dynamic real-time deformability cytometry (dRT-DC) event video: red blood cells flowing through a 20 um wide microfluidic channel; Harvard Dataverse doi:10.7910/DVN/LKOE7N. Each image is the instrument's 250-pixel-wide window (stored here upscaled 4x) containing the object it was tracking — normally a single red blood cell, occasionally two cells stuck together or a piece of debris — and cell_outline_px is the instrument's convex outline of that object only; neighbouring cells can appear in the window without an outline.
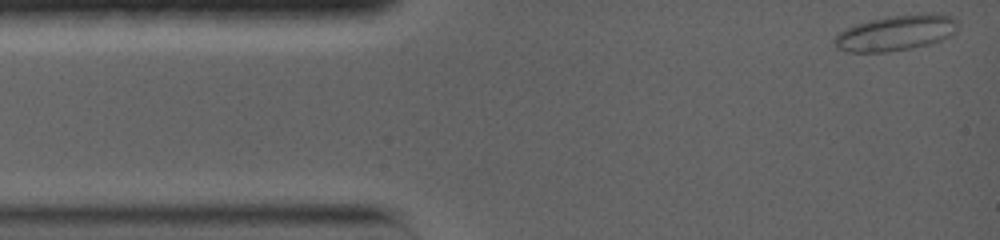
{"species": "common noctule bat (a hibernating species)", "species_latin": "Nyctalus noctula", "temperature_condition": "warm", "stored_images_in_passage": 31, "camera_frame_rate_fps": 5000, "um_per_image_px": 0.085, "animal": {"sex": "female", "body_mass_g": 19.0, "forearm_length_mm": 56.7}, "frame": {"image": 1, "passage_image": 1, "time_ms": 0.0, "image_size_px": [1000, 240], "cell_outline_px": [[960, 24], [956, 32], [940, 40], [928, 44], [888, 52], [844, 52], [836, 48], [832, 40], [844, 28], [868, 20], [888, 16], [932, 12], [952, 16]], "centroid_in_image_um": [76.14, 2.78], "position_along_channel_um": 8.9, "area_um2": 25.84}}
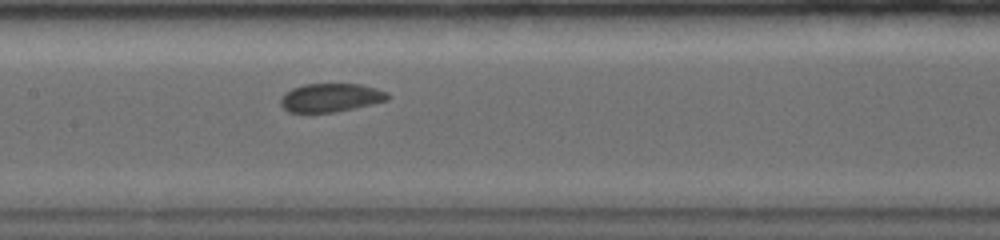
{"frame": {"image": 2, "passage_image": 17, "time_ms": 6.6, "image_size_px": [1000, 240], "cell_outline_px": [[388, 100], [336, 112], [288, 112], [280, 104], [280, 100], [284, 92], [292, 88], [304, 84], [360, 84], [376, 88], [388, 92]], "centroid_in_image_um": [28.08, 8.29], "position_along_channel_um": 179.3, "area_um2": 17.74}}
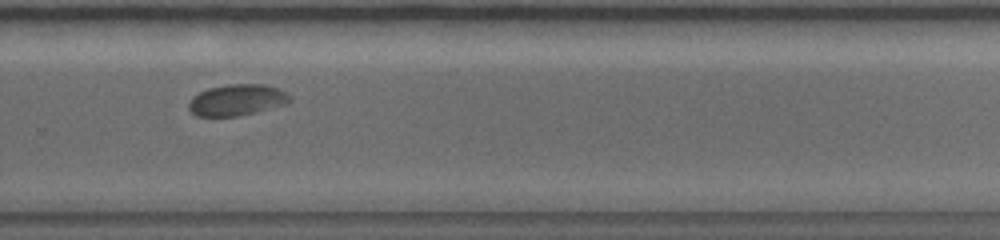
{"frame": {"image": 3, "passage_image": 26, "time_ms": 10.2, "image_size_px": [1000, 240], "cell_outline_px": [[292, 100], [284, 104], [256, 112], [236, 116], [196, 116], [188, 108], [188, 104], [192, 96], [208, 88], [228, 84], [264, 84], [276, 88], [292, 96]], "centroid_in_image_um": [20.12, 8.49], "position_along_channel_um": 309.7, "area_um2": 18.32}}